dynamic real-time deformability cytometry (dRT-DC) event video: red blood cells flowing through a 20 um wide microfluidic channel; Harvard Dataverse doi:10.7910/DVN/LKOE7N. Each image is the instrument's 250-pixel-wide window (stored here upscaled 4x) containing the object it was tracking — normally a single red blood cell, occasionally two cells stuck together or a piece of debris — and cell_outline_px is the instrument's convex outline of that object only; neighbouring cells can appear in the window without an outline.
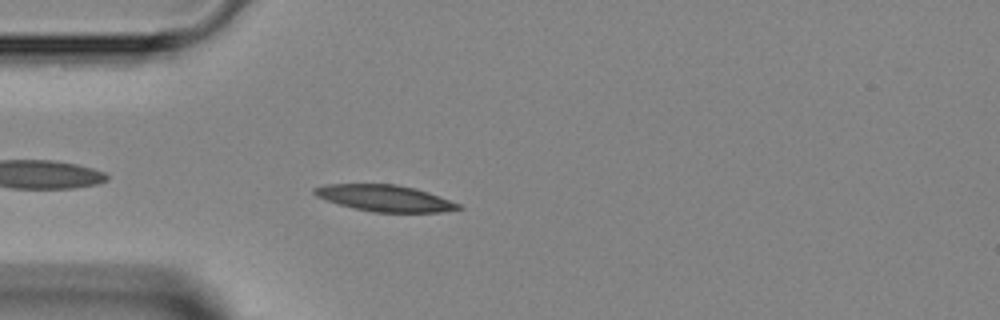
{"species": "Egyptian fruit bat (a non-hibernating species)", "species_latin": "Rousettus aegyptiacus", "temperature_condition": "room temperature", "stored_images_in_passage": 38, "camera_frame_rate_fps": 3000, "um_per_image_px": 0.085, "animal": {"sex": "female"}, "frame": {"image": 1, "passage_image": 3, "time_ms": 0.667, "image_size_px": [1000, 320], "cell_outline_px": [[464, 208], [440, 212], [372, 212], [352, 208], [324, 200], [316, 196], [312, 192], [312, 188], [324, 184], [396, 184], [416, 188], [428, 192], [460, 204]], "centroid_in_image_um": [32.66, 16.84], "position_along_channel_um": 52.3, "area_um2": 22.31}}
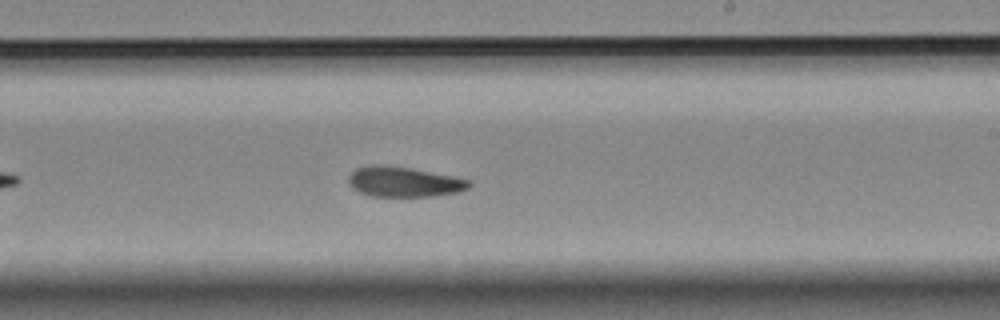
{"frame": {"image": 2, "passage_image": 18, "time_ms": 5.667, "image_size_px": [1000, 320], "cell_outline_px": [[472, 184], [468, 188], [460, 192], [436, 196], [368, 196], [352, 188], [348, 184], [348, 176], [356, 168], [368, 164], [384, 164], [412, 168], [472, 180]], "centroid_in_image_um": [34.32, 15.45], "position_along_channel_um": 254.7, "area_um2": 21.56}}
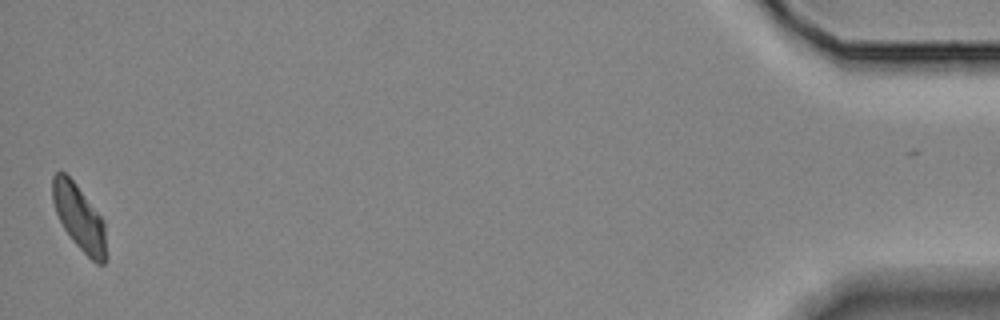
{"frame": {"image": 3, "passage_image": 37, "time_ms": 12.0, "image_size_px": [1000, 320], "cell_outline_px": [[108, 256], [104, 264], [96, 264], [72, 240], [64, 228], [56, 212], [52, 200], [52, 176], [56, 172], [64, 172], [76, 184], [104, 220]], "centroid_in_image_um": [6.76, 18.52], "position_along_channel_um": 428.4, "area_um2": 20.52}}